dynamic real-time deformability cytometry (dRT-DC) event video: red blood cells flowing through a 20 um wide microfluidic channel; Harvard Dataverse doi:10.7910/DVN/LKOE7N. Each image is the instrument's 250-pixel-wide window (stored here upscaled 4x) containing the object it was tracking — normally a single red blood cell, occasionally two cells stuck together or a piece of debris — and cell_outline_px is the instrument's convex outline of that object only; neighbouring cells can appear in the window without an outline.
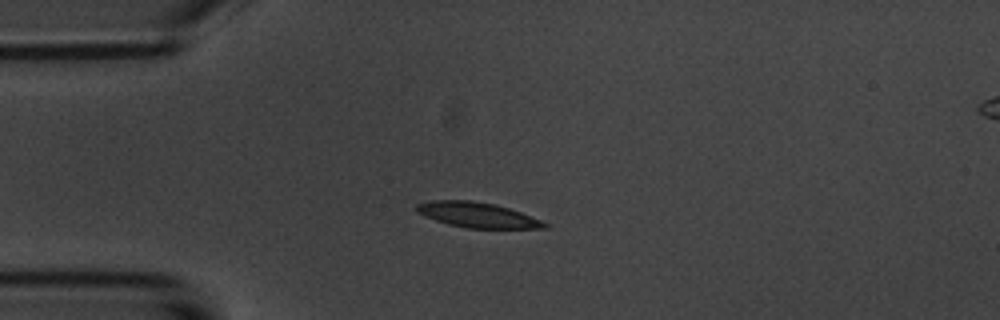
{"species": "common noctule bat (a hibernating species)", "species_latin": "Nyctalus noctula", "temperature_condition": "room temperature", "stored_images_in_passage": 5, "camera_frame_rate_fps": 3000, "um_per_image_px": 0.085, "animal": {"sex": "male", "body_mass_g": 20.1, "forearm_length_mm": 53.5}, "frame": {"image": 1, "passage_image": 3, "time_ms": 2.333, "image_size_px": [1000, 320], "cell_outline_px": [[548, 228], [468, 228], [448, 224], [424, 216], [416, 212], [412, 208], [416, 204], [432, 200], [472, 200], [496, 204], [520, 212], [540, 220], [548, 224]], "centroid_in_image_um": [40.51, 18.26], "position_along_channel_um": 44.5, "area_um2": 18.79}}